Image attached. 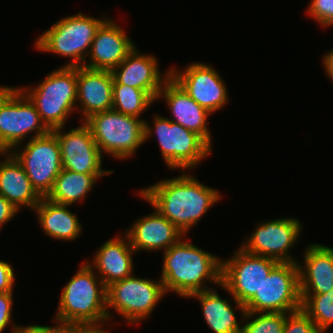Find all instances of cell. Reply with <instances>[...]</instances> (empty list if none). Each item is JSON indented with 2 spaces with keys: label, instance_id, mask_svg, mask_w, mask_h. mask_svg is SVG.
<instances>
[{
  "label": "cell",
  "instance_id": "cell-1",
  "mask_svg": "<svg viewBox=\"0 0 333 333\" xmlns=\"http://www.w3.org/2000/svg\"><path fill=\"white\" fill-rule=\"evenodd\" d=\"M183 171L173 178H164L140 189L138 196L173 223L183 235H188L202 216L222 199L218 189L211 188Z\"/></svg>",
  "mask_w": 333,
  "mask_h": 333
},
{
  "label": "cell",
  "instance_id": "cell-2",
  "mask_svg": "<svg viewBox=\"0 0 333 333\" xmlns=\"http://www.w3.org/2000/svg\"><path fill=\"white\" fill-rule=\"evenodd\" d=\"M185 237L164 251L159 278L166 294L173 292L187 299L192 293L212 289L207 282L221 285L222 260Z\"/></svg>",
  "mask_w": 333,
  "mask_h": 333
},
{
  "label": "cell",
  "instance_id": "cell-3",
  "mask_svg": "<svg viewBox=\"0 0 333 333\" xmlns=\"http://www.w3.org/2000/svg\"><path fill=\"white\" fill-rule=\"evenodd\" d=\"M54 322L103 325L108 321L107 287L86 260L62 288Z\"/></svg>",
  "mask_w": 333,
  "mask_h": 333
},
{
  "label": "cell",
  "instance_id": "cell-4",
  "mask_svg": "<svg viewBox=\"0 0 333 333\" xmlns=\"http://www.w3.org/2000/svg\"><path fill=\"white\" fill-rule=\"evenodd\" d=\"M35 105L42 122L52 131L65 127L76 109L77 67L61 66L33 87H18Z\"/></svg>",
  "mask_w": 333,
  "mask_h": 333
},
{
  "label": "cell",
  "instance_id": "cell-5",
  "mask_svg": "<svg viewBox=\"0 0 333 333\" xmlns=\"http://www.w3.org/2000/svg\"><path fill=\"white\" fill-rule=\"evenodd\" d=\"M152 123L144 121V143L155 134L161 157L167 168L193 170L207 159L212 147L196 132L188 130L168 117L154 114Z\"/></svg>",
  "mask_w": 333,
  "mask_h": 333
},
{
  "label": "cell",
  "instance_id": "cell-6",
  "mask_svg": "<svg viewBox=\"0 0 333 333\" xmlns=\"http://www.w3.org/2000/svg\"><path fill=\"white\" fill-rule=\"evenodd\" d=\"M102 17L81 12L63 17L37 37L35 49L69 58L63 66H83L98 29L108 19L106 15Z\"/></svg>",
  "mask_w": 333,
  "mask_h": 333
},
{
  "label": "cell",
  "instance_id": "cell-7",
  "mask_svg": "<svg viewBox=\"0 0 333 333\" xmlns=\"http://www.w3.org/2000/svg\"><path fill=\"white\" fill-rule=\"evenodd\" d=\"M144 121L114 109L92 114L84 122L103 155L131 159L144 144Z\"/></svg>",
  "mask_w": 333,
  "mask_h": 333
},
{
  "label": "cell",
  "instance_id": "cell-8",
  "mask_svg": "<svg viewBox=\"0 0 333 333\" xmlns=\"http://www.w3.org/2000/svg\"><path fill=\"white\" fill-rule=\"evenodd\" d=\"M166 296L161 279L139 278L133 274L123 280L116 281L107 287V315L111 322L114 310L123 321L130 325H138L157 307L159 301ZM111 310H110V309Z\"/></svg>",
  "mask_w": 333,
  "mask_h": 333
},
{
  "label": "cell",
  "instance_id": "cell-9",
  "mask_svg": "<svg viewBox=\"0 0 333 333\" xmlns=\"http://www.w3.org/2000/svg\"><path fill=\"white\" fill-rule=\"evenodd\" d=\"M22 145H18L10 153L22 165L36 192L46 198L62 170L60 145L56 134L49 131L43 136L30 138Z\"/></svg>",
  "mask_w": 333,
  "mask_h": 333
},
{
  "label": "cell",
  "instance_id": "cell-10",
  "mask_svg": "<svg viewBox=\"0 0 333 333\" xmlns=\"http://www.w3.org/2000/svg\"><path fill=\"white\" fill-rule=\"evenodd\" d=\"M247 312L292 313L301 309L297 263H278L259 291L245 304Z\"/></svg>",
  "mask_w": 333,
  "mask_h": 333
},
{
  "label": "cell",
  "instance_id": "cell-11",
  "mask_svg": "<svg viewBox=\"0 0 333 333\" xmlns=\"http://www.w3.org/2000/svg\"><path fill=\"white\" fill-rule=\"evenodd\" d=\"M278 263L272 258L250 254L238 247L231 257L222 260L219 287L245 305L259 291L264 278Z\"/></svg>",
  "mask_w": 333,
  "mask_h": 333
},
{
  "label": "cell",
  "instance_id": "cell-12",
  "mask_svg": "<svg viewBox=\"0 0 333 333\" xmlns=\"http://www.w3.org/2000/svg\"><path fill=\"white\" fill-rule=\"evenodd\" d=\"M49 131L35 105L19 88L0 106V153L11 152L29 136L39 137Z\"/></svg>",
  "mask_w": 333,
  "mask_h": 333
},
{
  "label": "cell",
  "instance_id": "cell-13",
  "mask_svg": "<svg viewBox=\"0 0 333 333\" xmlns=\"http://www.w3.org/2000/svg\"><path fill=\"white\" fill-rule=\"evenodd\" d=\"M255 228L250 237L242 242L240 248L247 253L269 257L280 263L298 262L290 254L303 231L298 218L284 217L260 221Z\"/></svg>",
  "mask_w": 333,
  "mask_h": 333
},
{
  "label": "cell",
  "instance_id": "cell-14",
  "mask_svg": "<svg viewBox=\"0 0 333 333\" xmlns=\"http://www.w3.org/2000/svg\"><path fill=\"white\" fill-rule=\"evenodd\" d=\"M170 76L211 114L226 107L229 101V93L222 76L210 64L191 62L181 71L171 67Z\"/></svg>",
  "mask_w": 333,
  "mask_h": 333
},
{
  "label": "cell",
  "instance_id": "cell-15",
  "mask_svg": "<svg viewBox=\"0 0 333 333\" xmlns=\"http://www.w3.org/2000/svg\"><path fill=\"white\" fill-rule=\"evenodd\" d=\"M77 128L67 132L64 127L52 130L60 145L62 169L82 174H112L111 169L102 168L101 154L88 125L81 121Z\"/></svg>",
  "mask_w": 333,
  "mask_h": 333
},
{
  "label": "cell",
  "instance_id": "cell-16",
  "mask_svg": "<svg viewBox=\"0 0 333 333\" xmlns=\"http://www.w3.org/2000/svg\"><path fill=\"white\" fill-rule=\"evenodd\" d=\"M135 46L125 29L110 17L98 29L88 54L90 59L85 61L83 66L112 71Z\"/></svg>",
  "mask_w": 333,
  "mask_h": 333
},
{
  "label": "cell",
  "instance_id": "cell-17",
  "mask_svg": "<svg viewBox=\"0 0 333 333\" xmlns=\"http://www.w3.org/2000/svg\"><path fill=\"white\" fill-rule=\"evenodd\" d=\"M159 99L169 108L171 121L196 132L212 147L211 129L207 123L212 114L194 101L171 76L163 83L156 101Z\"/></svg>",
  "mask_w": 333,
  "mask_h": 333
},
{
  "label": "cell",
  "instance_id": "cell-18",
  "mask_svg": "<svg viewBox=\"0 0 333 333\" xmlns=\"http://www.w3.org/2000/svg\"><path fill=\"white\" fill-rule=\"evenodd\" d=\"M158 62L156 56L143 54L135 46L112 70L113 84H124L145 90L156 100L163 83L170 77V69L162 74Z\"/></svg>",
  "mask_w": 333,
  "mask_h": 333
},
{
  "label": "cell",
  "instance_id": "cell-19",
  "mask_svg": "<svg viewBox=\"0 0 333 333\" xmlns=\"http://www.w3.org/2000/svg\"><path fill=\"white\" fill-rule=\"evenodd\" d=\"M113 83L114 77L110 70L77 67L76 110L81 112L80 122L92 114L112 109Z\"/></svg>",
  "mask_w": 333,
  "mask_h": 333
},
{
  "label": "cell",
  "instance_id": "cell-20",
  "mask_svg": "<svg viewBox=\"0 0 333 333\" xmlns=\"http://www.w3.org/2000/svg\"><path fill=\"white\" fill-rule=\"evenodd\" d=\"M124 233L136 253L141 251H166L183 236L182 232L165 216L154 210L132 223Z\"/></svg>",
  "mask_w": 333,
  "mask_h": 333
},
{
  "label": "cell",
  "instance_id": "cell-21",
  "mask_svg": "<svg viewBox=\"0 0 333 333\" xmlns=\"http://www.w3.org/2000/svg\"><path fill=\"white\" fill-rule=\"evenodd\" d=\"M136 252L128 236L117 235L104 242L87 264L95 271L106 287L133 275V257ZM133 255V256H132Z\"/></svg>",
  "mask_w": 333,
  "mask_h": 333
},
{
  "label": "cell",
  "instance_id": "cell-22",
  "mask_svg": "<svg viewBox=\"0 0 333 333\" xmlns=\"http://www.w3.org/2000/svg\"><path fill=\"white\" fill-rule=\"evenodd\" d=\"M302 258L303 265L297 262L300 295L323 294L333 289V248L308 244Z\"/></svg>",
  "mask_w": 333,
  "mask_h": 333
},
{
  "label": "cell",
  "instance_id": "cell-23",
  "mask_svg": "<svg viewBox=\"0 0 333 333\" xmlns=\"http://www.w3.org/2000/svg\"><path fill=\"white\" fill-rule=\"evenodd\" d=\"M0 195L4 196L18 211L33 209L42 197L33 188L22 165L10 152L0 153Z\"/></svg>",
  "mask_w": 333,
  "mask_h": 333
},
{
  "label": "cell",
  "instance_id": "cell-24",
  "mask_svg": "<svg viewBox=\"0 0 333 333\" xmlns=\"http://www.w3.org/2000/svg\"><path fill=\"white\" fill-rule=\"evenodd\" d=\"M216 288H212L209 290H205L202 292L192 293L188 298L189 299H197L200 301L203 313V319L206 324L212 330L213 333H241L242 320L245 316L246 309L245 305L238 302L234 297L233 301L235 305H233L227 298L222 299L218 294ZM234 307V308H233ZM241 314V321L238 322L235 313H237V309ZM236 309V310H235Z\"/></svg>",
  "mask_w": 333,
  "mask_h": 333
},
{
  "label": "cell",
  "instance_id": "cell-25",
  "mask_svg": "<svg viewBox=\"0 0 333 333\" xmlns=\"http://www.w3.org/2000/svg\"><path fill=\"white\" fill-rule=\"evenodd\" d=\"M69 207L70 205L57 204L47 198L41 199L33 211L45 235L70 242L80 237L83 231L81 222Z\"/></svg>",
  "mask_w": 333,
  "mask_h": 333
},
{
  "label": "cell",
  "instance_id": "cell-26",
  "mask_svg": "<svg viewBox=\"0 0 333 333\" xmlns=\"http://www.w3.org/2000/svg\"><path fill=\"white\" fill-rule=\"evenodd\" d=\"M106 175L111 174H82L62 169L46 198L51 202L70 206L84 202L97 180Z\"/></svg>",
  "mask_w": 333,
  "mask_h": 333
},
{
  "label": "cell",
  "instance_id": "cell-27",
  "mask_svg": "<svg viewBox=\"0 0 333 333\" xmlns=\"http://www.w3.org/2000/svg\"><path fill=\"white\" fill-rule=\"evenodd\" d=\"M156 100L145 90L124 84H113L112 109L137 118L142 117L147 108Z\"/></svg>",
  "mask_w": 333,
  "mask_h": 333
},
{
  "label": "cell",
  "instance_id": "cell-28",
  "mask_svg": "<svg viewBox=\"0 0 333 333\" xmlns=\"http://www.w3.org/2000/svg\"><path fill=\"white\" fill-rule=\"evenodd\" d=\"M301 309L326 333L333 325V289L323 294L301 295Z\"/></svg>",
  "mask_w": 333,
  "mask_h": 333
},
{
  "label": "cell",
  "instance_id": "cell-29",
  "mask_svg": "<svg viewBox=\"0 0 333 333\" xmlns=\"http://www.w3.org/2000/svg\"><path fill=\"white\" fill-rule=\"evenodd\" d=\"M287 314L246 311L241 333H283Z\"/></svg>",
  "mask_w": 333,
  "mask_h": 333
},
{
  "label": "cell",
  "instance_id": "cell-30",
  "mask_svg": "<svg viewBox=\"0 0 333 333\" xmlns=\"http://www.w3.org/2000/svg\"><path fill=\"white\" fill-rule=\"evenodd\" d=\"M283 333H322L309 316L302 310L288 313Z\"/></svg>",
  "mask_w": 333,
  "mask_h": 333
},
{
  "label": "cell",
  "instance_id": "cell-31",
  "mask_svg": "<svg viewBox=\"0 0 333 333\" xmlns=\"http://www.w3.org/2000/svg\"><path fill=\"white\" fill-rule=\"evenodd\" d=\"M308 16L323 28L333 26V0H310Z\"/></svg>",
  "mask_w": 333,
  "mask_h": 333
},
{
  "label": "cell",
  "instance_id": "cell-32",
  "mask_svg": "<svg viewBox=\"0 0 333 333\" xmlns=\"http://www.w3.org/2000/svg\"><path fill=\"white\" fill-rule=\"evenodd\" d=\"M13 295V292H0V333H3L8 326L11 327L12 333H16L21 326L12 323Z\"/></svg>",
  "mask_w": 333,
  "mask_h": 333
},
{
  "label": "cell",
  "instance_id": "cell-33",
  "mask_svg": "<svg viewBox=\"0 0 333 333\" xmlns=\"http://www.w3.org/2000/svg\"><path fill=\"white\" fill-rule=\"evenodd\" d=\"M15 273L9 262L0 260V292H14Z\"/></svg>",
  "mask_w": 333,
  "mask_h": 333
},
{
  "label": "cell",
  "instance_id": "cell-34",
  "mask_svg": "<svg viewBox=\"0 0 333 333\" xmlns=\"http://www.w3.org/2000/svg\"><path fill=\"white\" fill-rule=\"evenodd\" d=\"M18 213L19 211L4 196L0 195V230Z\"/></svg>",
  "mask_w": 333,
  "mask_h": 333
},
{
  "label": "cell",
  "instance_id": "cell-35",
  "mask_svg": "<svg viewBox=\"0 0 333 333\" xmlns=\"http://www.w3.org/2000/svg\"><path fill=\"white\" fill-rule=\"evenodd\" d=\"M106 325H62V333H109Z\"/></svg>",
  "mask_w": 333,
  "mask_h": 333
},
{
  "label": "cell",
  "instance_id": "cell-36",
  "mask_svg": "<svg viewBox=\"0 0 333 333\" xmlns=\"http://www.w3.org/2000/svg\"><path fill=\"white\" fill-rule=\"evenodd\" d=\"M55 324L53 326H43L42 324L21 325L16 333H62V324L57 322Z\"/></svg>",
  "mask_w": 333,
  "mask_h": 333
},
{
  "label": "cell",
  "instance_id": "cell-37",
  "mask_svg": "<svg viewBox=\"0 0 333 333\" xmlns=\"http://www.w3.org/2000/svg\"><path fill=\"white\" fill-rule=\"evenodd\" d=\"M323 69L326 75L333 82V49H330L322 58Z\"/></svg>",
  "mask_w": 333,
  "mask_h": 333
},
{
  "label": "cell",
  "instance_id": "cell-38",
  "mask_svg": "<svg viewBox=\"0 0 333 333\" xmlns=\"http://www.w3.org/2000/svg\"><path fill=\"white\" fill-rule=\"evenodd\" d=\"M18 87L0 85V106Z\"/></svg>",
  "mask_w": 333,
  "mask_h": 333
}]
</instances>
